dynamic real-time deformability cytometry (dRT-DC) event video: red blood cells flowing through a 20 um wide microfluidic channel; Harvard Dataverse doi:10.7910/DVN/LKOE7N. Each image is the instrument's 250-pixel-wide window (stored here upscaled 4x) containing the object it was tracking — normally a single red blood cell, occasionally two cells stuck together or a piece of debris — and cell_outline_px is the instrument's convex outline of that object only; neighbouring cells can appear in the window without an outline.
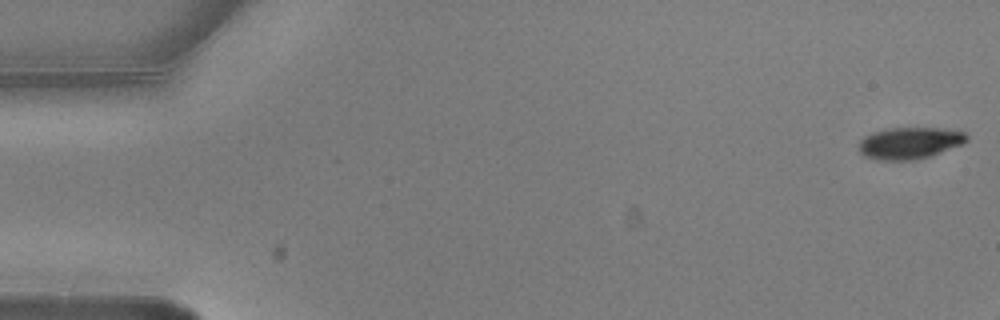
{"species": "common noctule bat (a hibernating species)", "species_latin": "Nyctalus noctula", "temperature_condition": "warm", "stored_images_in_passage": 5, "camera_frame_rate_fps": 3000, "um_per_image_px": 0.085, "animal": {"sex": "male", "body_mass_g": 20.5, "forearm_length_mm": 52.5}, "frame": {"image": 1, "passage_image": 1, "time_ms": 0.0, "image_size_px": [1000, 320], "cell_outline_px": [[968, 140], [960, 144], [928, 156], [912, 160], [880, 160], [864, 156], [860, 152], [860, 140], [864, 136], [872, 132], [888, 128], [940, 128], [964, 132], [968, 136]], "centroid_in_image_um": [77.28, 12.14], "position_along_channel_um": 7.7, "area_um2": 19.59}}
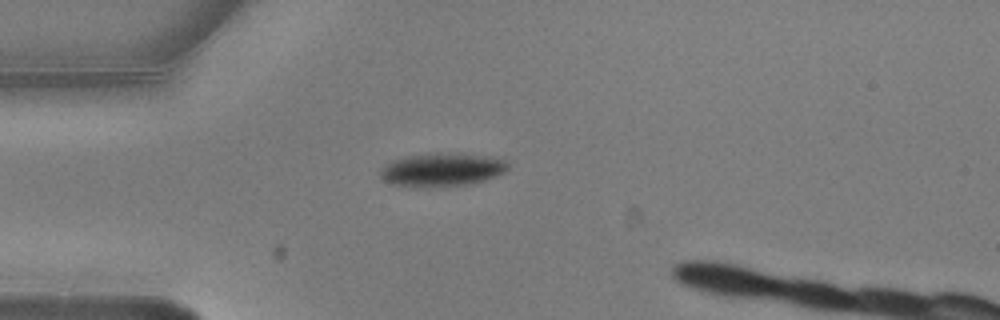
{"frame": {"image": 2, "passage_image": 5, "time_ms": 1.333, "image_size_px": [1000, 320], "cell_outline_px": [[508, 168], [504, 172], [496, 176], [484, 180], [468, 184], [392, 184], [384, 180], [380, 176], [380, 168], [384, 164], [392, 160], [408, 156], [428, 152], [460, 152], [492, 156], [504, 160], [508, 164]], "centroid_in_image_um": [37.6, 14.34], "position_along_channel_um": 47.4, "area_um2": 24.33}}